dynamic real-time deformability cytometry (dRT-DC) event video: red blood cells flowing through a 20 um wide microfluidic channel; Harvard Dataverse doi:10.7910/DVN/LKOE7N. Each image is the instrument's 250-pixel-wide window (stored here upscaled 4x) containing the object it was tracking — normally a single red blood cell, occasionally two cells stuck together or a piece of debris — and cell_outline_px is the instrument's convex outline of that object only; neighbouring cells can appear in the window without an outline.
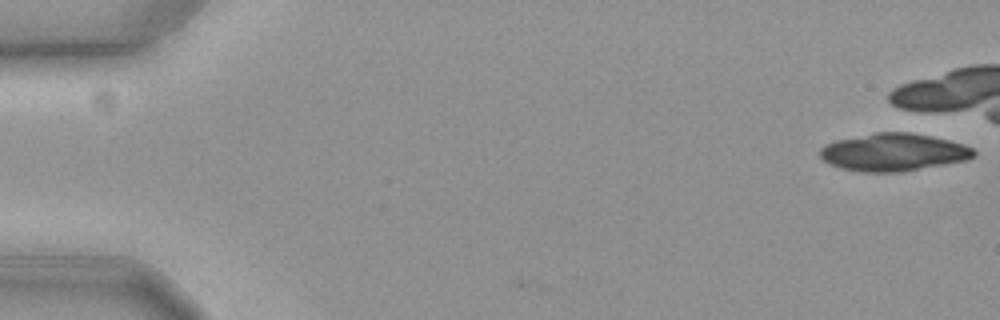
{"species": "common noctule bat (a hibernating species)", "species_latin": "Nyctalus noctula", "temperature_condition": "cold", "stored_images_in_passage": 5, "camera_frame_rate_fps": 3000, "um_per_image_px": 0.085, "animal": {"sex": "female", "body_mass_g": 19.3, "forearm_length_mm": 54.1}, "frame": {"image": 1, "passage_image": 1, "time_ms": 0.0, "image_size_px": [1000, 320], "cell_outline_px": [[976, 156], [964, 160], [900, 172], [864, 172], [844, 168], [832, 164], [824, 160], [820, 156], [820, 148], [824, 144], [836, 140], [876, 132], [908, 132], [932, 136], [964, 144], [972, 148], [976, 152]], "centroid_in_image_um": [75.94, 12.92], "position_along_channel_um": 9.1, "area_um2": 33.35}}